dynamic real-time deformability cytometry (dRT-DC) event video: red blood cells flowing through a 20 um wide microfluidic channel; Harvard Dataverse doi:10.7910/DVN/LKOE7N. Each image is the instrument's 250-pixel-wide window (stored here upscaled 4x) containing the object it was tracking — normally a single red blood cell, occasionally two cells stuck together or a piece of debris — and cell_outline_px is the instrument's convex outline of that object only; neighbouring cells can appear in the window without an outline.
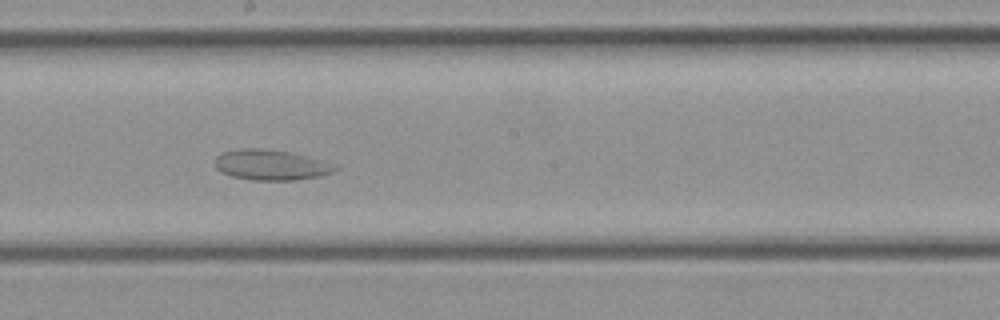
{"species": "common noctule bat (a hibernating species)", "species_latin": "Nyctalus noctula", "temperature_condition": "cold", "stored_images_in_passage": 34, "camera_frame_rate_fps": 3000, "um_per_image_px": 0.085, "animal": {"sex": "female", "body_mass_g": 21.9}, "frame": {"image": 1, "passage_image": 18, "time_ms": 5.667, "image_size_px": [1000, 320], "cell_outline_px": [[340, 168], [332, 172], [320, 176], [292, 180], [252, 180], [232, 176], [220, 172], [216, 168], [216, 156], [220, 152], [236, 148], [264, 148], [292, 152], [324, 160], [336, 164]], "centroid_in_image_um": [23.04, 14.0], "position_along_channel_um": 225.2, "area_um2": 21.68}}
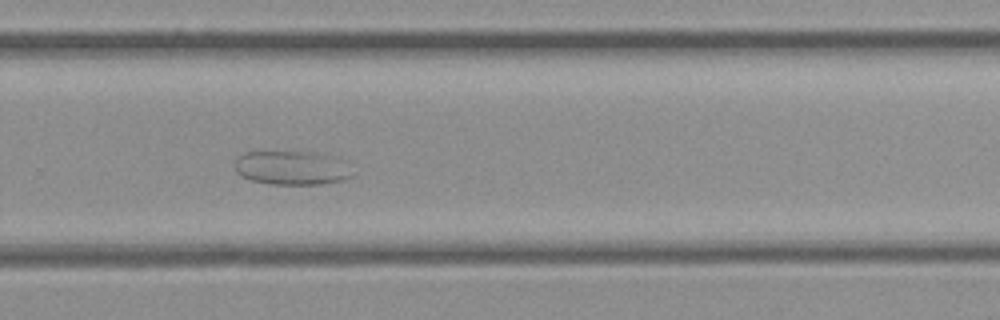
{"frame": {"image": 2, "passage_image": 22, "time_ms": 7.0, "image_size_px": [1000, 320], "cell_outline_px": [[356, 176], [344, 180], [324, 184], [272, 184], [252, 180], [236, 172], [236, 156], [244, 152], [312, 152], [324, 156]], "centroid_in_image_um": [24.65, 14.29], "position_along_channel_um": 305.1, "area_um2": 22.2}}
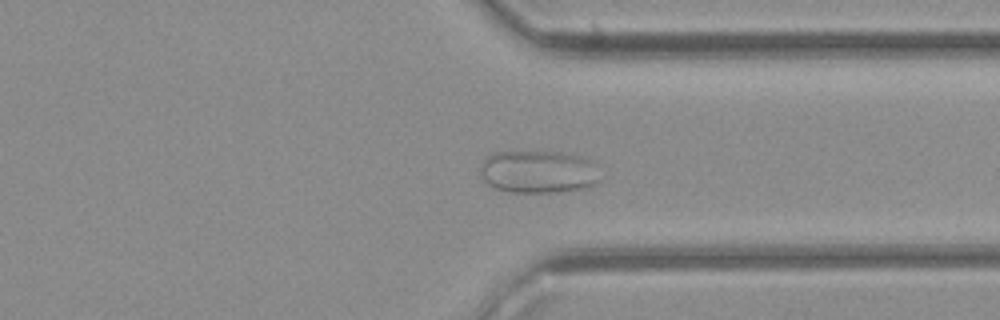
{"frame": {"image": 3, "passage_image": 25, "time_ms": 8.0, "image_size_px": [1000, 320], "cell_outline_px": [[600, 184], [584, 188], [556, 192], [508, 192], [496, 188], [488, 184], [480, 176], [480, 164], [484, 156], [492, 152], [560, 152], [584, 156], [600, 164]], "centroid_in_image_um": [45.82, 14.59], "position_along_channel_um": 365.6, "area_um2": 30.75}}